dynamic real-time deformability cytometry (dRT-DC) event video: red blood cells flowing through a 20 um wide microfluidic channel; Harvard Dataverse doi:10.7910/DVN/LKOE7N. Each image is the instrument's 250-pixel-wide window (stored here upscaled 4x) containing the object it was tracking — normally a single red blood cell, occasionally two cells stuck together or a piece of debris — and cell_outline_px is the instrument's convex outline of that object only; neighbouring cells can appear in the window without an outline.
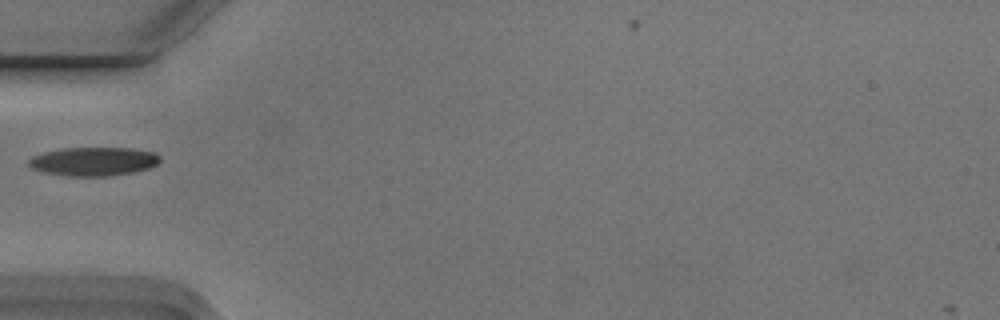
{"species": "Egyptian fruit bat (a non-hibernating species)", "species_latin": "Rousettus aegyptiacus", "temperature_condition": "cold", "stored_images_in_passage": 1, "camera_frame_rate_fps": 3000, "um_per_image_px": 0.085, "animal": {"sex": "male"}, "frame": {"image": 1, "passage_image": 1, "time_ms": 0.0, "image_size_px": [1000, 320], "cell_outline_px": [[160, 160], [156, 164], [148, 168], [132, 172], [108, 176], [64, 176], [44, 172], [32, 168], [28, 164], [28, 160], [32, 156], [44, 152], [64, 148], [132, 148], [156, 152], [160, 156]], "centroid_in_image_um": [7.95, 13.72], "position_along_channel_um": 77.1, "area_um2": 21.96}}